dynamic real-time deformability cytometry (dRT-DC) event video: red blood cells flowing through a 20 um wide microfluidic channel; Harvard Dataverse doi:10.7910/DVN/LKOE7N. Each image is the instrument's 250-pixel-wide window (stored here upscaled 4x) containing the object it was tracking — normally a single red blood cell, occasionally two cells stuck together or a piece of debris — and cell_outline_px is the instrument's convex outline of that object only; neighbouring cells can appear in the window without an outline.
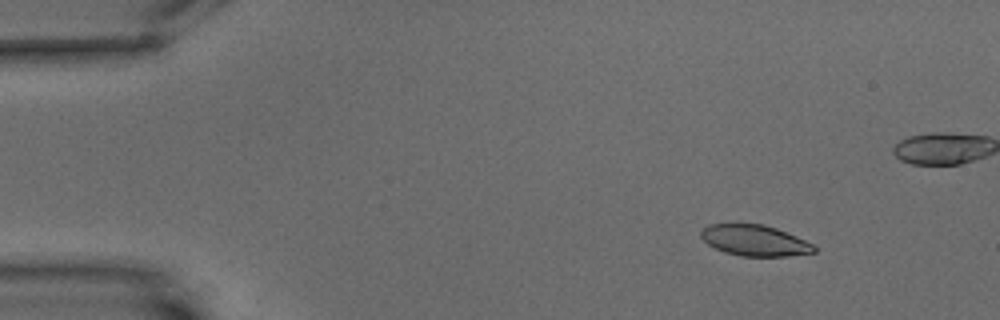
{"species": "common noctule bat (a hibernating species)", "species_latin": "Nyctalus noctula", "temperature_condition": "warm", "stored_images_in_passage": 55, "camera_frame_rate_fps": 3000, "um_per_image_px": 0.085, "animal": {"sex": "male", "body_mass_g": 15.6}, "frame": {"image": 1, "passage_image": 1, "time_ms": 0.0, "image_size_px": [1000, 320], "cell_outline_px": [[816, 252], [788, 256], [740, 256], [724, 252], [708, 244], [700, 236], [700, 232], [708, 224], [764, 224], [776, 228], [796, 236], [812, 244], [816, 248]], "centroid_in_image_um": [64.14, 20.44], "position_along_channel_um": 20.9, "area_um2": 20.29}}
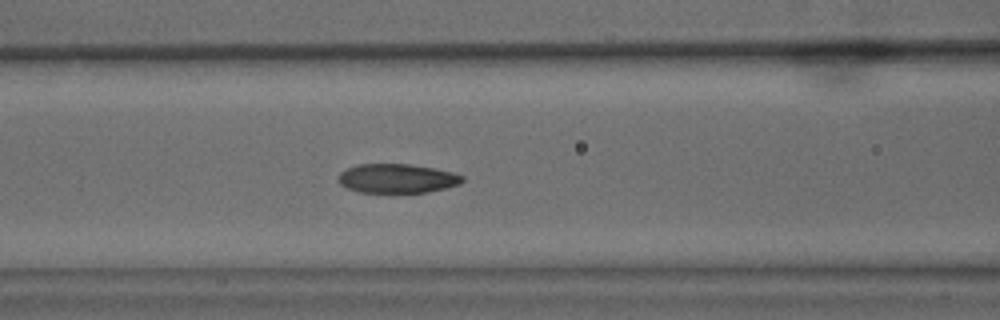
{"frame": {"image": 2, "passage_image": 19, "time_ms": 6.0, "image_size_px": [1000, 320], "cell_outline_px": [[464, 180], [460, 184], [448, 188], [428, 192], [360, 192], [348, 188], [340, 184], [336, 180], [336, 176], [340, 172], [356, 164], [408, 164], [432, 168], [452, 172], [464, 176]], "centroid_in_image_um": [33.74, 15.17], "position_along_channel_um": 132.9, "area_um2": 21.15}}
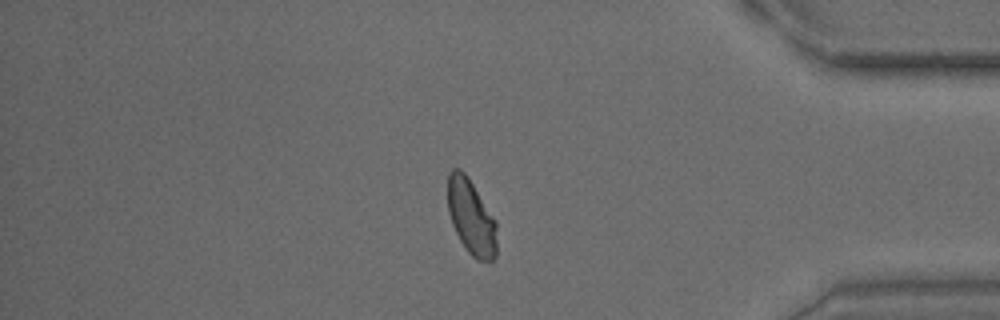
{"frame": {"image": 3, "passage_image": 45, "time_ms": 14.667, "image_size_px": [1000, 320], "cell_outline_px": [[496, 256], [492, 260], [476, 260], [468, 252], [460, 240], [452, 224], [448, 212], [448, 172], [452, 168], [460, 168], [468, 176], [496, 220]], "centroid_in_image_um": [40.04, 18.42], "position_along_channel_um": 395.2, "area_um2": 21.62}, "authors_computed_cell_mechanics": {"area_um2": 21.6172, "velocity_mm_per_s": 3.3457, "shape_relaxation_time_tau1_ms": 5.5283, "shape_relaxation_time_tau2_ms": 1.5648, "deformation_change_tau1": 0.1471, "deformation_change_tau2": 0.055}}